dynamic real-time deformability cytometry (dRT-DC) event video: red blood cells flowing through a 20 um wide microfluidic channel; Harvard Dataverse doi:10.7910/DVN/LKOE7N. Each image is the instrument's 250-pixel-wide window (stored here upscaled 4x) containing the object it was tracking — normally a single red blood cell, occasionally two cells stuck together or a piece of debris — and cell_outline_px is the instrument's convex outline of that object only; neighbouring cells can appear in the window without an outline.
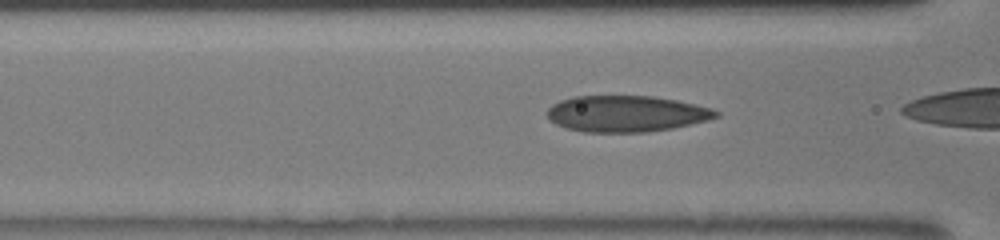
{"species": "human", "species_latin": "Homo sapiens", "temperature_condition": "room temperature", "stored_images_in_passage": 25, "camera_frame_rate_fps": 3000, "um_per_image_px": 0.085, "donor": {"sex": "male"}, "frame": {"image": 1, "passage_image": 21, "time_ms": 6.667, "image_size_px": [1000, 240], "cell_outline_px": [[720, 116], [708, 120], [672, 128], [648, 132], [584, 132], [564, 128], [548, 120], [548, 108], [552, 104], [560, 100], [572, 96], [652, 96], [676, 100], [696, 104], [712, 108], [720, 112]], "centroid_in_image_um": [53.22, 9.66], "position_along_channel_um": 113.4, "area_um2": 35.89}}
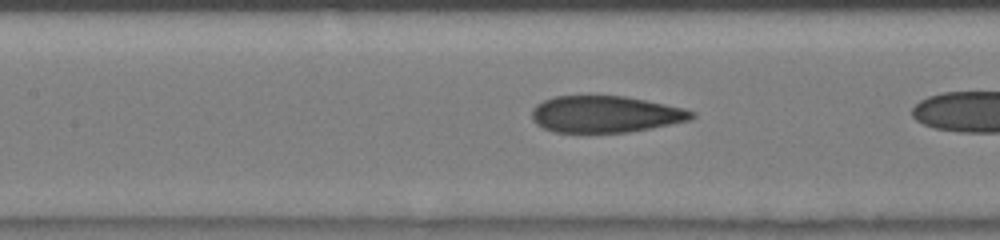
{"frame": {"image": 2, "passage_image": 24, "time_ms": 7.667, "image_size_px": [1000, 240], "cell_outline_px": [[696, 116], [688, 120], [628, 132], [552, 132], [536, 124], [532, 120], [532, 108], [536, 104], [544, 100], [556, 96], [624, 96], [684, 108], [696, 112]], "centroid_in_image_um": [51.41, 9.7], "position_along_channel_um": 156.0, "area_um2": 33.87}}